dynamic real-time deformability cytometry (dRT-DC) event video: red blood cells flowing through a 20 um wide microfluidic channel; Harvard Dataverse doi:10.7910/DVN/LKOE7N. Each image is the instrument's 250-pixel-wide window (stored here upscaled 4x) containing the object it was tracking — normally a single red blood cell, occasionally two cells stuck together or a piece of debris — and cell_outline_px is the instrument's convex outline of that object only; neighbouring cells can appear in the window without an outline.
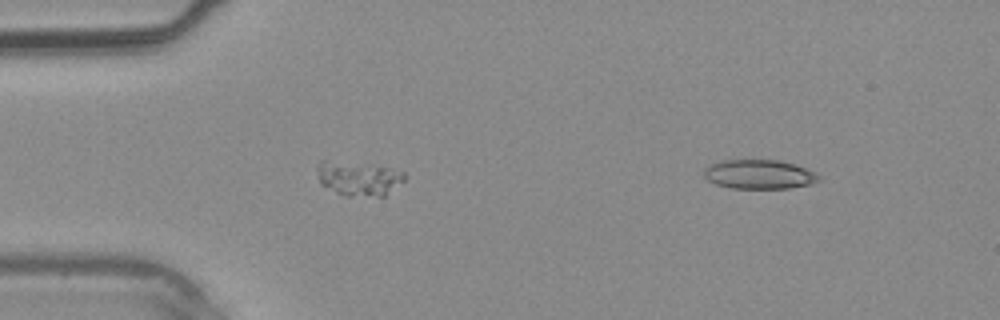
{"species": "common noctule bat (a hibernating species)", "species_latin": "Nyctalus noctula", "temperature_condition": "warm", "stored_images_in_passage": 12, "segment_of_instrument_passage": [2, 2], "camera_frame_rate_fps": 3000, "um_per_image_px": 0.085, "animal": {"sex": "male", "body_mass_g": 20.4}, "frame": {"image": 1, "passage_image": 12, "time_ms": 3.667, "image_size_px": [1000, 320], "cell_outline_px": [[820, 180], [812, 184], [788, 188], [732, 188], [716, 184], [708, 180], [704, 176], [704, 168], [712, 164], [724, 160], [780, 160], [816, 172], [820, 176]], "centroid_in_image_um": [64.54, 14.82], "position_along_channel_um": 20.5, "area_um2": 19.42}}